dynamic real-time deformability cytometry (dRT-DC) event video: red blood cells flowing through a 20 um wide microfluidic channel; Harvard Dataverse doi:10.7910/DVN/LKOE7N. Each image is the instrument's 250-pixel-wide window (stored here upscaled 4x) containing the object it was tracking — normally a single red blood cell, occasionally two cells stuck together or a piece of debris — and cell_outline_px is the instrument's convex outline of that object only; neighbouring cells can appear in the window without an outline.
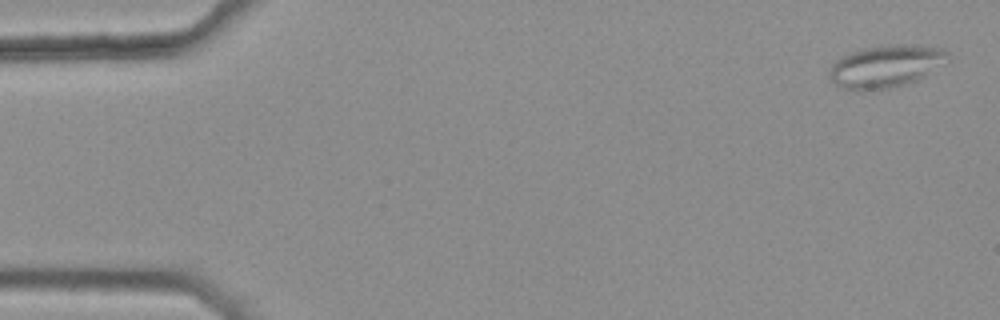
{"species": "common noctule bat (a hibernating species)", "species_latin": "Nyctalus noctula", "temperature_condition": "warm", "stored_images_in_passage": 6, "camera_frame_rate_fps": 3000, "um_per_image_px": 0.085, "animal": {"sex": "female", "body_mass_g": 25.1}, "frame": {"image": 1, "passage_image": 1, "time_ms": 0.0, "image_size_px": [1000, 320], "cell_outline_px": [[948, 52], [920, 80], [908, 84], [888, 88], [840, 88], [832, 84], [828, 76], [828, 72], [832, 64], [836, 60], [852, 52], [864, 48], [888, 44], [920, 44], [944, 48]], "centroid_in_image_um": [75.21, 5.6], "position_along_channel_um": 9.8, "area_um2": 28.55}}
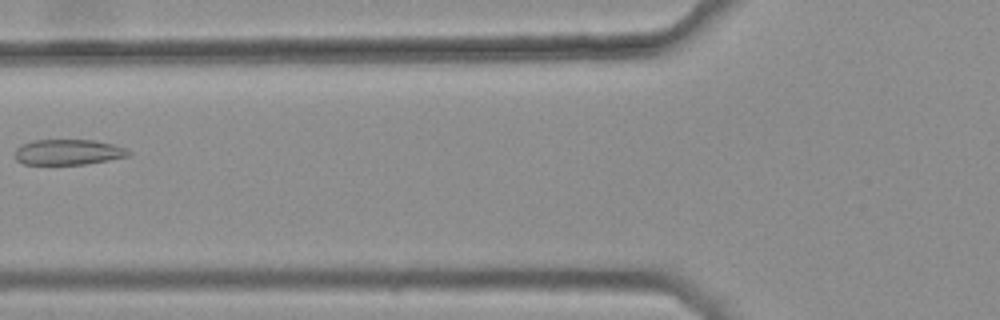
{"frame": {"image": 2, "passage_image": 6, "time_ms": 1.667, "image_size_px": [1000, 320], "cell_outline_px": [[132, 152], [128, 156], [108, 160], [84, 164], [24, 164], [16, 160], [16, 148], [20, 144], [32, 140], [96, 140], [112, 144], [124, 148]], "centroid_in_image_um": [5.78, 12.92], "position_along_channel_um": 120.0, "area_um2": 16.82}}